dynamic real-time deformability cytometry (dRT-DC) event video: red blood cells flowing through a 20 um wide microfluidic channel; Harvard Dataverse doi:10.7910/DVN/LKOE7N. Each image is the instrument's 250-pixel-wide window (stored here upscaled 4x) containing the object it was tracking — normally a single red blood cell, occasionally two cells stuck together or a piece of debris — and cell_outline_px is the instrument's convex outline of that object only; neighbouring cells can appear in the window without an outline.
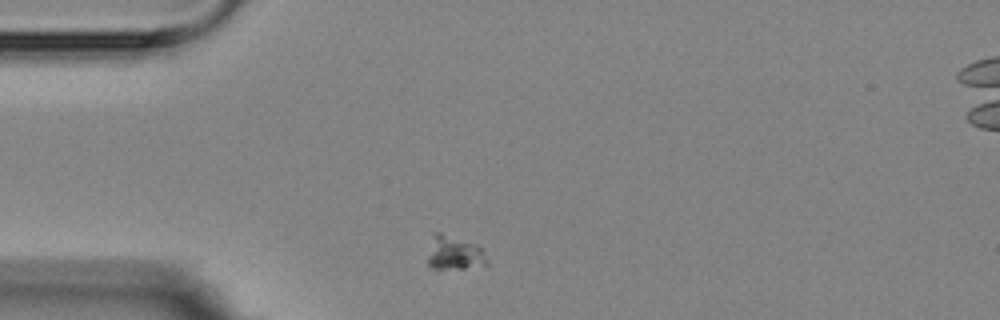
{"species": "Egyptian fruit bat (a non-hibernating species)", "species_latin": "Rousettus aegyptiacus", "temperature_condition": "room temperature", "stored_images_in_passage": 5, "camera_frame_rate_fps": 3000, "um_per_image_px": 0.085, "animal": {"sex": "female"}, "frame": {"image": 1, "passage_image": 1, "time_ms": 0.0, "image_size_px": [1000, 320], "cell_outline_px": [[488, 264], [464, 268], [432, 268], [428, 264], [428, 256], [432, 232], [440, 232], [480, 244], [484, 248], [488, 260]], "centroid_in_image_um": [38.66, 21.46], "position_along_channel_um": 46.3, "area_um2": 12.08}}
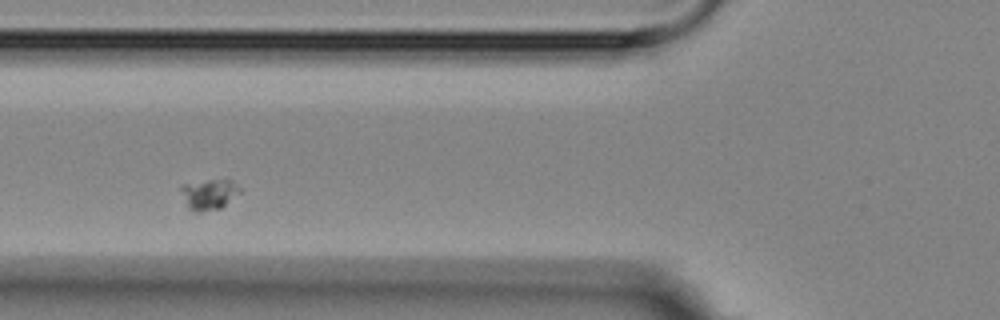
{"frame": {"image": 2, "passage_image": 3, "time_ms": 2.333, "image_size_px": [1000, 320], "cell_outline_px": [[240, 192], [220, 208], [200, 212], [192, 212], [188, 208], [180, 188], [180, 184], [208, 180], [232, 180], [240, 188]], "centroid_in_image_um": [17.73, 16.51], "position_along_channel_um": 108.1, "area_um2": 10.35}}
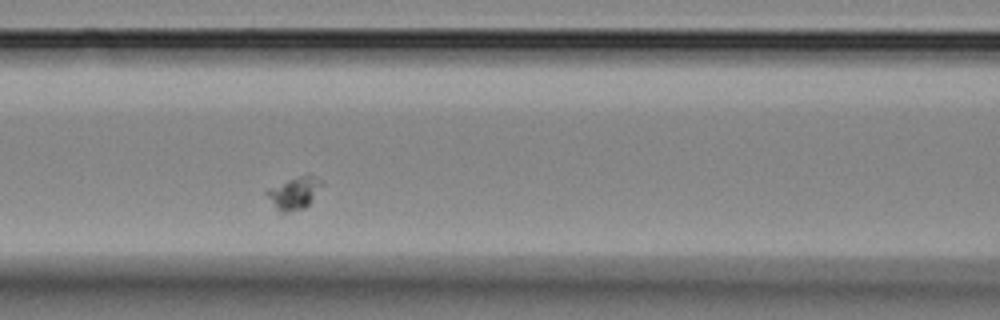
{"frame": {"image": 3, "passage_image": 4, "time_ms": 3.333, "image_size_px": [1000, 320], "cell_outline_px": [[324, 184], [308, 204], [304, 208], [288, 212], [280, 212], [276, 208], [264, 192], [268, 188], [288, 180], [300, 176], [312, 176], [324, 180]], "centroid_in_image_um": [25.01, 16.41], "position_along_channel_um": 141.6, "area_um2": 10.12}}